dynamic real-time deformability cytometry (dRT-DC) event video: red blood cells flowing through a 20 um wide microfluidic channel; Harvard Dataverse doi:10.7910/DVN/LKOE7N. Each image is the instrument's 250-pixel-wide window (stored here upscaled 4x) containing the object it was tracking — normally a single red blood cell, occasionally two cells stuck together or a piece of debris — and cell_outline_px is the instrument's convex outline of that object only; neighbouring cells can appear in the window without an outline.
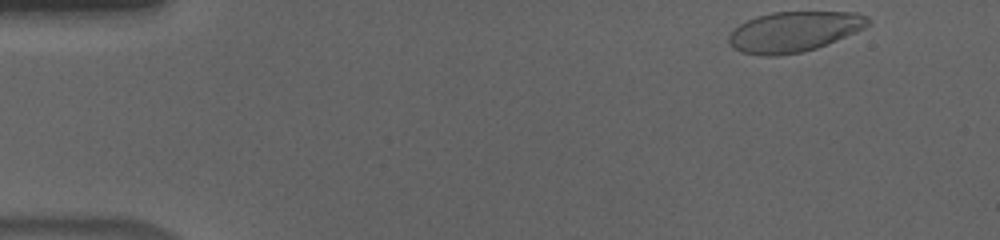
{"species": "human", "species_latin": "Homo sapiens", "temperature_condition": "cold", "stored_images_in_passage": 52, "camera_frame_rate_fps": 3000, "um_per_image_px": 0.085, "donor": {"sex": "male"}, "frame": {"image": 1, "passage_image": 1, "time_ms": 0.0, "image_size_px": [1000, 240], "cell_outline_px": [[872, 20], [864, 28], [856, 32], [816, 48], [800, 52], [776, 56], [764, 56], [740, 52], [728, 44], [728, 36], [740, 24], [756, 16], [772, 12], [856, 12], [868, 16]], "centroid_in_image_um": [67.48, 2.69], "position_along_channel_um": 17.5, "area_um2": 32.66}}
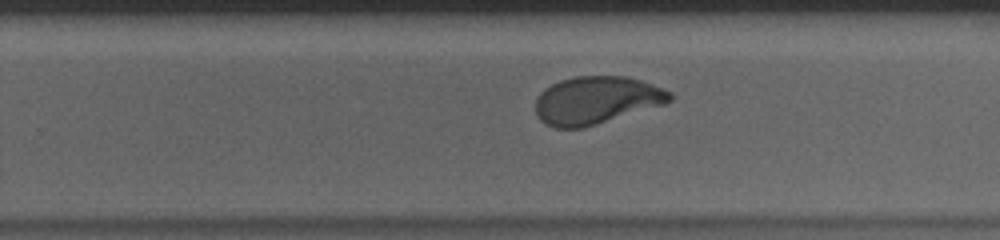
{"frame": {"image": 2, "passage_image": 32, "time_ms": 10.333, "image_size_px": [1000, 240], "cell_outline_px": [[672, 100], [664, 104], [584, 128], [556, 128], [544, 124], [540, 120], [536, 112], [536, 100], [540, 92], [544, 88], [560, 80], [576, 76], [628, 76], [664, 88], [672, 92]], "centroid_in_image_um": [50.68, 8.52], "position_along_channel_um": 279.1, "area_um2": 37.45}}
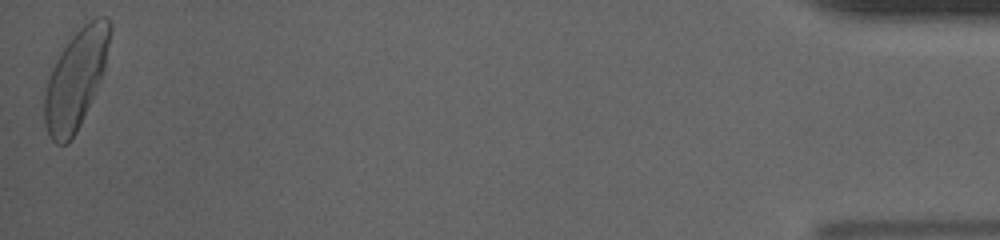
{"frame": {"image": 3, "passage_image": 52, "time_ms": 17.0, "image_size_px": [1000, 240], "cell_outline_px": [[112, 28], [104, 72], [80, 124], [76, 132], [68, 144], [56, 144], [52, 140], [44, 124], [44, 96], [48, 80], [52, 68], [60, 52], [72, 36], [84, 24], [96, 16], [104, 16], [112, 24]], "centroid_in_image_um": [6.45, 6.71], "position_along_channel_um": 428.7, "area_um2": 37.4}, "authors_computed_cell_mechanics": {"area_um2": 37.3966, "velocity_mm_per_s": 3.6109, "shape_relaxation_time_tau1_ms": 4.2564, "shape_relaxation_time_tau2_ms": null, "deformation_change_tau1": 0.19, "deformation_change_tau2": null}}